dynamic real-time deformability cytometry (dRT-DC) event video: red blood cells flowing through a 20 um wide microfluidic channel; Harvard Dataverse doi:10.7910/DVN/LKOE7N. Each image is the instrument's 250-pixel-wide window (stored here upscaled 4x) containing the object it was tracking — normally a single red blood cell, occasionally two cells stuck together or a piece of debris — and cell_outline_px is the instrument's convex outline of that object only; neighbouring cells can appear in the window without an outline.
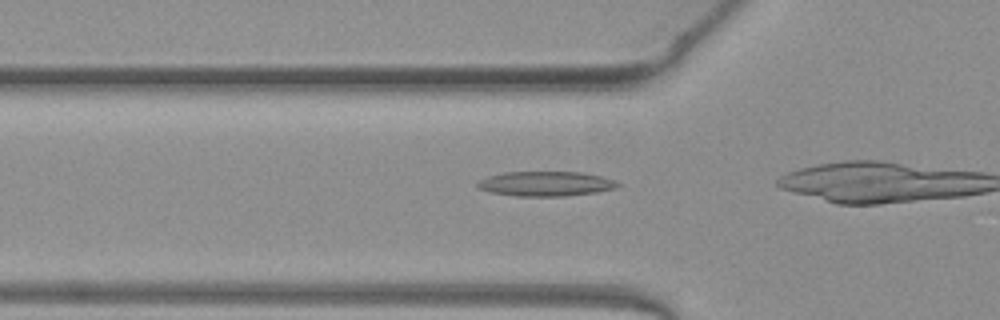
{"species": "common noctule bat (a hibernating species)", "species_latin": "Nyctalus noctula", "temperature_condition": "warm", "stored_images_in_passage": 13, "camera_frame_rate_fps": 3000, "um_per_image_px": 0.085, "animal": {"sex": "female", "body_mass_g": 19.3, "forearm_length_mm": 54.1}, "frame": {"image": 1, "passage_image": 8, "time_ms": 2.333, "image_size_px": [1000, 320], "cell_outline_px": [[620, 184], [616, 188], [596, 192], [564, 196], [516, 196], [492, 192], [480, 188], [476, 184], [480, 180], [488, 176], [504, 172], [584, 172], [616, 180]], "centroid_in_image_um": [46.42, 15.61], "position_along_channel_um": 79.4, "area_um2": 20.11}}
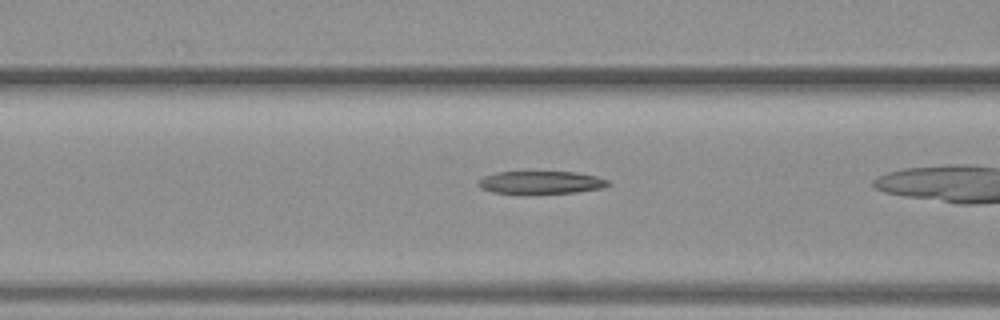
{"frame": {"image": 2, "passage_image": 11, "time_ms": 3.333, "image_size_px": [1000, 320], "cell_outline_px": [[612, 184], [604, 188], [576, 192], [492, 192], [480, 188], [476, 184], [484, 176], [496, 172], [576, 172], [596, 176], [612, 180]], "centroid_in_image_um": [46.06, 15.48], "position_along_channel_um": 120.5, "area_um2": 16.94}}